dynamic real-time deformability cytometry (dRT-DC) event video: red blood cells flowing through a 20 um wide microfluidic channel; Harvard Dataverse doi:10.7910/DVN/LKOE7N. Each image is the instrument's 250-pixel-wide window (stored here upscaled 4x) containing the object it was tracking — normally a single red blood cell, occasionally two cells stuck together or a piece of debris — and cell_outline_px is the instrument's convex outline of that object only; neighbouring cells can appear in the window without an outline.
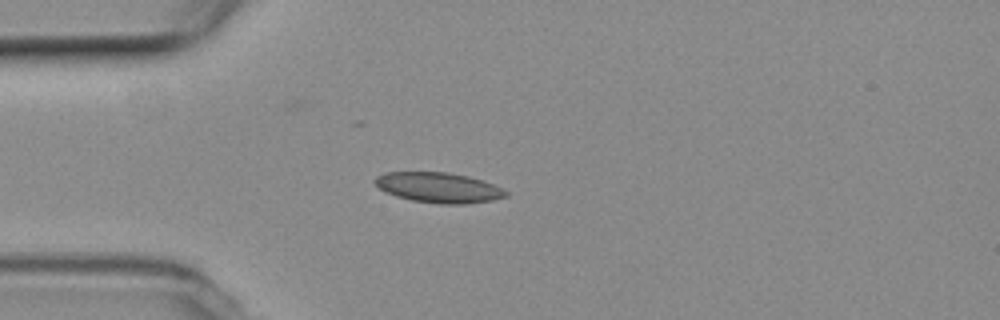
{"species": "common noctule bat (a hibernating species)", "species_latin": "Nyctalus noctula", "temperature_condition": "room temperature", "stored_images_in_passage": 46, "camera_frame_rate_fps": 3000, "um_per_image_px": 0.085, "animal": {"sex": "female", "body_mass_g": 19.3, "forearm_length_mm": 54.1}, "frame": {"image": 1, "passage_image": 10, "time_ms": 3.0, "image_size_px": [1000, 320], "cell_outline_px": [[508, 196], [492, 200], [464, 204], [440, 204], [412, 200], [396, 196], [384, 192], [372, 180], [376, 176], [384, 172], [448, 172], [468, 176], [492, 184], [508, 192]], "centroid_in_image_um": [37.24, 15.94], "position_along_channel_um": 47.8, "area_um2": 23.0}}
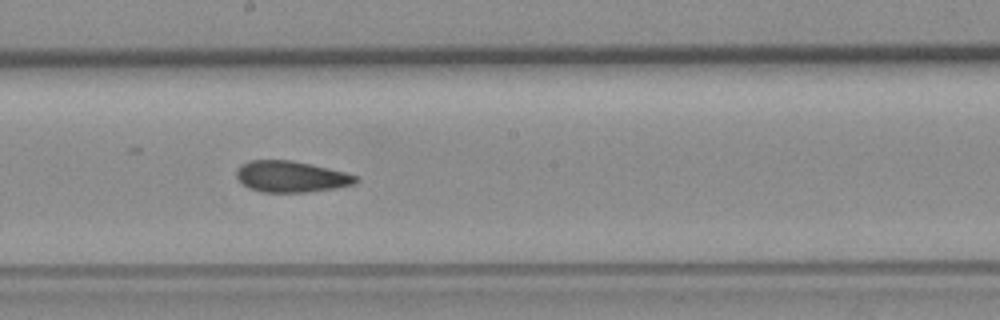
{"frame": {"image": 2, "passage_image": 25, "time_ms": 8.0, "image_size_px": [1000, 320], "cell_outline_px": [[360, 180], [356, 184], [336, 188], [308, 192], [260, 192], [248, 188], [236, 176], [236, 172], [240, 164], [248, 160], [292, 160], [328, 168], [344, 172], [356, 176]], "centroid_in_image_um": [24.74, 15.01], "position_along_channel_um": 223.5, "area_um2": 21.79}}
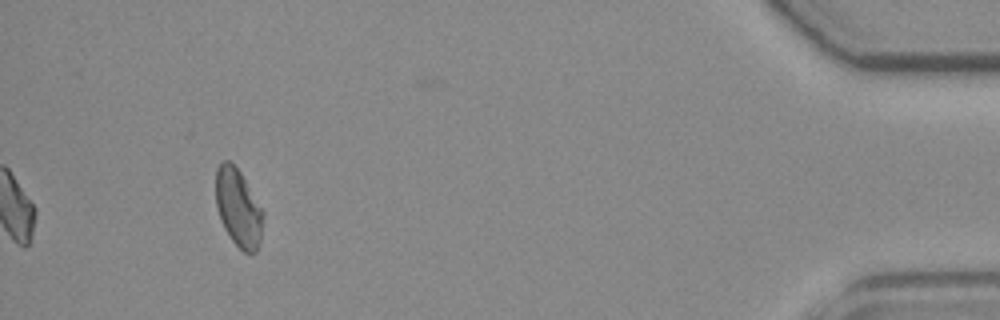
{"frame": {"image": 3, "passage_image": 46, "time_ms": 15.0, "image_size_px": [1000, 320], "cell_outline_px": [[264, 216], [260, 240], [256, 252], [244, 252], [232, 240], [224, 228], [220, 220], [216, 208], [216, 168], [224, 160], [228, 160], [240, 172], [264, 212]], "centroid_in_image_um": [20.25, 17.68], "position_along_channel_um": 415.0, "area_um2": 21.27}, "authors_computed_cell_mechanics": {"area_um2": 21.9351, "velocity_mm_per_s": 3.779, "shape_relaxation_time_tau1_ms": null, "shape_relaxation_time_tau2_ms": 3.136, "deformation_change_tau1": null, "deformation_change_tau2": 0.0897}}